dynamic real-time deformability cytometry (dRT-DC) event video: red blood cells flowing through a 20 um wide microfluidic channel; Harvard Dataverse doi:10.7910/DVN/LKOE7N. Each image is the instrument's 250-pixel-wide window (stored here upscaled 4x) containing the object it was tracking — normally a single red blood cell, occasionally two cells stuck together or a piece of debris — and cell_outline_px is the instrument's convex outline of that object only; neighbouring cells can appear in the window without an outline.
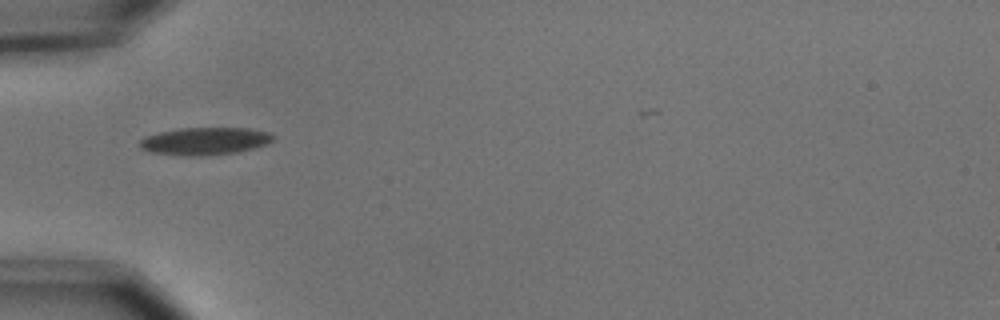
{"species": "common noctule bat (a hibernating species)", "species_latin": "Nyctalus noctula", "temperature_condition": "cold", "stored_images_in_passage": 26, "camera_frame_rate_fps": 3000, "um_per_image_px": 0.085, "animal": {"sex": "male", "body_mass_g": 15.6}, "frame": {"image": 1, "passage_image": 4, "time_ms": 1.0, "image_size_px": [1000, 320], "cell_outline_px": [[276, 136], [268, 144], [236, 152], [208, 156], [184, 156], [152, 152], [140, 148], [136, 144], [144, 136], [160, 132], [180, 128], [248, 128], [268, 132]], "centroid_in_image_um": [17.38, 12.0], "position_along_channel_um": 67.6, "area_um2": 21.56}}
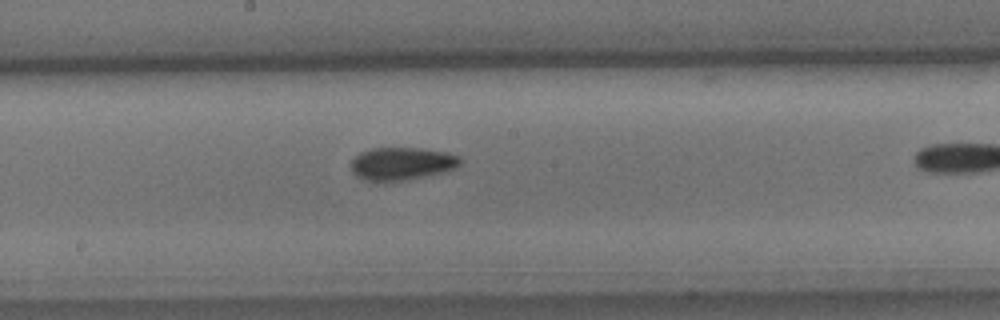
{"frame": {"image": 2, "passage_image": 12, "time_ms": 3.667, "image_size_px": [1000, 320], "cell_outline_px": [[464, 160], [460, 164], [444, 172], [404, 180], [364, 180], [356, 176], [352, 172], [352, 160], [360, 152], [372, 148], [420, 148], [448, 152], [460, 156]], "centroid_in_image_um": [34.18, 13.89], "position_along_channel_um": 214.0, "area_um2": 20.69}}
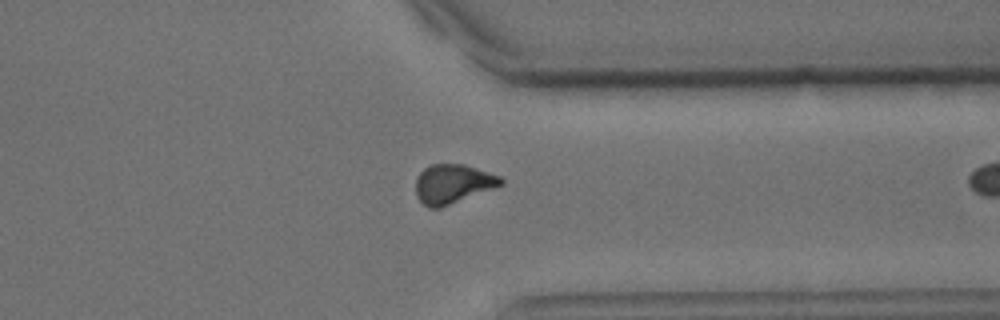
{"frame": {"image": 3, "passage_image": 25, "time_ms": 8.0, "image_size_px": [1000, 320], "cell_outline_px": [[504, 184], [440, 208], [428, 208], [416, 196], [416, 180], [420, 172], [424, 168], [432, 164], [464, 164], [500, 176], [504, 180]], "centroid_in_image_um": [38.48, 15.63], "position_along_channel_um": 372.9, "area_um2": 19.31}}